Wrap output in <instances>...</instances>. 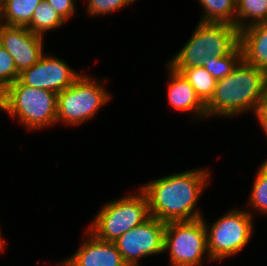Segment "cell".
<instances>
[{
	"label": "cell",
	"mask_w": 267,
	"mask_h": 266,
	"mask_svg": "<svg viewBox=\"0 0 267 266\" xmlns=\"http://www.w3.org/2000/svg\"><path fill=\"white\" fill-rule=\"evenodd\" d=\"M208 169L187 170L152 180L139 188L145 193L150 216L163 221H192L204 217L196 208L209 185Z\"/></svg>",
	"instance_id": "1"
},
{
	"label": "cell",
	"mask_w": 267,
	"mask_h": 266,
	"mask_svg": "<svg viewBox=\"0 0 267 266\" xmlns=\"http://www.w3.org/2000/svg\"><path fill=\"white\" fill-rule=\"evenodd\" d=\"M267 107L262 71L243 59L226 77L216 80L213 96L205 104L206 116L233 117L244 111L256 115Z\"/></svg>",
	"instance_id": "2"
},
{
	"label": "cell",
	"mask_w": 267,
	"mask_h": 266,
	"mask_svg": "<svg viewBox=\"0 0 267 266\" xmlns=\"http://www.w3.org/2000/svg\"><path fill=\"white\" fill-rule=\"evenodd\" d=\"M192 36L168 61L172 68H197L212 56L230 54L240 44V31L228 23H197Z\"/></svg>",
	"instance_id": "3"
},
{
	"label": "cell",
	"mask_w": 267,
	"mask_h": 266,
	"mask_svg": "<svg viewBox=\"0 0 267 266\" xmlns=\"http://www.w3.org/2000/svg\"><path fill=\"white\" fill-rule=\"evenodd\" d=\"M4 111L28 130L44 129L57 123V94L17 80L4 90Z\"/></svg>",
	"instance_id": "4"
},
{
	"label": "cell",
	"mask_w": 267,
	"mask_h": 266,
	"mask_svg": "<svg viewBox=\"0 0 267 266\" xmlns=\"http://www.w3.org/2000/svg\"><path fill=\"white\" fill-rule=\"evenodd\" d=\"M149 217L148 199L139 188L137 194H128L104 204L88 230L101 240L115 242L122 234Z\"/></svg>",
	"instance_id": "5"
},
{
	"label": "cell",
	"mask_w": 267,
	"mask_h": 266,
	"mask_svg": "<svg viewBox=\"0 0 267 266\" xmlns=\"http://www.w3.org/2000/svg\"><path fill=\"white\" fill-rule=\"evenodd\" d=\"M82 74L71 86L57 94V122L81 125L99 112L111 95L101 82Z\"/></svg>",
	"instance_id": "6"
},
{
	"label": "cell",
	"mask_w": 267,
	"mask_h": 266,
	"mask_svg": "<svg viewBox=\"0 0 267 266\" xmlns=\"http://www.w3.org/2000/svg\"><path fill=\"white\" fill-rule=\"evenodd\" d=\"M253 216L249 211L230 210L218 218L212 225H207V249L212 261H222L242 251L253 236Z\"/></svg>",
	"instance_id": "7"
},
{
	"label": "cell",
	"mask_w": 267,
	"mask_h": 266,
	"mask_svg": "<svg viewBox=\"0 0 267 266\" xmlns=\"http://www.w3.org/2000/svg\"><path fill=\"white\" fill-rule=\"evenodd\" d=\"M203 218L168 222L165 225L164 252H169L171 266H202L207 255V231ZM204 255V256H203Z\"/></svg>",
	"instance_id": "8"
},
{
	"label": "cell",
	"mask_w": 267,
	"mask_h": 266,
	"mask_svg": "<svg viewBox=\"0 0 267 266\" xmlns=\"http://www.w3.org/2000/svg\"><path fill=\"white\" fill-rule=\"evenodd\" d=\"M165 225L163 221L150 216L114 242L128 266H139V260L143 257L164 253Z\"/></svg>",
	"instance_id": "9"
},
{
	"label": "cell",
	"mask_w": 267,
	"mask_h": 266,
	"mask_svg": "<svg viewBox=\"0 0 267 266\" xmlns=\"http://www.w3.org/2000/svg\"><path fill=\"white\" fill-rule=\"evenodd\" d=\"M81 75L64 60L43 53L37 63L19 73L18 81L58 94L71 86Z\"/></svg>",
	"instance_id": "10"
},
{
	"label": "cell",
	"mask_w": 267,
	"mask_h": 266,
	"mask_svg": "<svg viewBox=\"0 0 267 266\" xmlns=\"http://www.w3.org/2000/svg\"><path fill=\"white\" fill-rule=\"evenodd\" d=\"M44 37L34 34L25 26L0 23V44L13 58L20 73L38 62L44 53Z\"/></svg>",
	"instance_id": "11"
},
{
	"label": "cell",
	"mask_w": 267,
	"mask_h": 266,
	"mask_svg": "<svg viewBox=\"0 0 267 266\" xmlns=\"http://www.w3.org/2000/svg\"><path fill=\"white\" fill-rule=\"evenodd\" d=\"M81 246L60 266H128L114 242L104 241L89 230Z\"/></svg>",
	"instance_id": "12"
},
{
	"label": "cell",
	"mask_w": 267,
	"mask_h": 266,
	"mask_svg": "<svg viewBox=\"0 0 267 266\" xmlns=\"http://www.w3.org/2000/svg\"><path fill=\"white\" fill-rule=\"evenodd\" d=\"M169 71L168 103L176 111L193 113L194 117L207 118L205 104L195 93L194 88L181 72L167 64ZM196 115V116H195Z\"/></svg>",
	"instance_id": "13"
},
{
	"label": "cell",
	"mask_w": 267,
	"mask_h": 266,
	"mask_svg": "<svg viewBox=\"0 0 267 266\" xmlns=\"http://www.w3.org/2000/svg\"><path fill=\"white\" fill-rule=\"evenodd\" d=\"M242 59L260 70L267 68V22L248 26L240 31Z\"/></svg>",
	"instance_id": "14"
},
{
	"label": "cell",
	"mask_w": 267,
	"mask_h": 266,
	"mask_svg": "<svg viewBox=\"0 0 267 266\" xmlns=\"http://www.w3.org/2000/svg\"><path fill=\"white\" fill-rule=\"evenodd\" d=\"M41 1L0 0V23L9 26L26 27L31 22L33 12Z\"/></svg>",
	"instance_id": "15"
},
{
	"label": "cell",
	"mask_w": 267,
	"mask_h": 266,
	"mask_svg": "<svg viewBox=\"0 0 267 266\" xmlns=\"http://www.w3.org/2000/svg\"><path fill=\"white\" fill-rule=\"evenodd\" d=\"M261 22H267V0H236L235 26L239 31Z\"/></svg>",
	"instance_id": "16"
},
{
	"label": "cell",
	"mask_w": 267,
	"mask_h": 266,
	"mask_svg": "<svg viewBox=\"0 0 267 266\" xmlns=\"http://www.w3.org/2000/svg\"><path fill=\"white\" fill-rule=\"evenodd\" d=\"M65 22L47 0H42L33 12L31 22L26 27L34 34L44 37V32L58 29Z\"/></svg>",
	"instance_id": "17"
},
{
	"label": "cell",
	"mask_w": 267,
	"mask_h": 266,
	"mask_svg": "<svg viewBox=\"0 0 267 266\" xmlns=\"http://www.w3.org/2000/svg\"><path fill=\"white\" fill-rule=\"evenodd\" d=\"M203 7L201 22L235 25L236 0H198Z\"/></svg>",
	"instance_id": "18"
},
{
	"label": "cell",
	"mask_w": 267,
	"mask_h": 266,
	"mask_svg": "<svg viewBox=\"0 0 267 266\" xmlns=\"http://www.w3.org/2000/svg\"><path fill=\"white\" fill-rule=\"evenodd\" d=\"M173 69L183 74L204 104L211 99L214 93L216 80L203 66L197 68Z\"/></svg>",
	"instance_id": "19"
},
{
	"label": "cell",
	"mask_w": 267,
	"mask_h": 266,
	"mask_svg": "<svg viewBox=\"0 0 267 266\" xmlns=\"http://www.w3.org/2000/svg\"><path fill=\"white\" fill-rule=\"evenodd\" d=\"M242 60V49L240 44L228 55L222 57H209L202 65L215 80L229 75L237 64Z\"/></svg>",
	"instance_id": "20"
},
{
	"label": "cell",
	"mask_w": 267,
	"mask_h": 266,
	"mask_svg": "<svg viewBox=\"0 0 267 266\" xmlns=\"http://www.w3.org/2000/svg\"><path fill=\"white\" fill-rule=\"evenodd\" d=\"M249 206L254 212L267 214V161H264L255 176Z\"/></svg>",
	"instance_id": "21"
},
{
	"label": "cell",
	"mask_w": 267,
	"mask_h": 266,
	"mask_svg": "<svg viewBox=\"0 0 267 266\" xmlns=\"http://www.w3.org/2000/svg\"><path fill=\"white\" fill-rule=\"evenodd\" d=\"M19 72L10 54L0 46V88L5 90L18 80Z\"/></svg>",
	"instance_id": "22"
},
{
	"label": "cell",
	"mask_w": 267,
	"mask_h": 266,
	"mask_svg": "<svg viewBox=\"0 0 267 266\" xmlns=\"http://www.w3.org/2000/svg\"><path fill=\"white\" fill-rule=\"evenodd\" d=\"M134 1L136 0H88L87 13L90 17L110 14L131 5Z\"/></svg>",
	"instance_id": "23"
},
{
	"label": "cell",
	"mask_w": 267,
	"mask_h": 266,
	"mask_svg": "<svg viewBox=\"0 0 267 266\" xmlns=\"http://www.w3.org/2000/svg\"><path fill=\"white\" fill-rule=\"evenodd\" d=\"M57 13L67 22L75 14V0H47Z\"/></svg>",
	"instance_id": "24"
},
{
	"label": "cell",
	"mask_w": 267,
	"mask_h": 266,
	"mask_svg": "<svg viewBox=\"0 0 267 266\" xmlns=\"http://www.w3.org/2000/svg\"><path fill=\"white\" fill-rule=\"evenodd\" d=\"M255 116H256L255 118H257V120L259 121L261 128H263L262 130L267 136V107H264Z\"/></svg>",
	"instance_id": "25"
},
{
	"label": "cell",
	"mask_w": 267,
	"mask_h": 266,
	"mask_svg": "<svg viewBox=\"0 0 267 266\" xmlns=\"http://www.w3.org/2000/svg\"><path fill=\"white\" fill-rule=\"evenodd\" d=\"M262 71V82H263V92L267 99V68L261 70Z\"/></svg>",
	"instance_id": "26"
},
{
	"label": "cell",
	"mask_w": 267,
	"mask_h": 266,
	"mask_svg": "<svg viewBox=\"0 0 267 266\" xmlns=\"http://www.w3.org/2000/svg\"><path fill=\"white\" fill-rule=\"evenodd\" d=\"M0 109L4 111V90L0 88Z\"/></svg>",
	"instance_id": "27"
},
{
	"label": "cell",
	"mask_w": 267,
	"mask_h": 266,
	"mask_svg": "<svg viewBox=\"0 0 267 266\" xmlns=\"http://www.w3.org/2000/svg\"><path fill=\"white\" fill-rule=\"evenodd\" d=\"M5 243H6V241L2 238V234H1V231H0V251H2L3 249H5L4 248L6 246V245H4Z\"/></svg>",
	"instance_id": "28"
}]
</instances>
